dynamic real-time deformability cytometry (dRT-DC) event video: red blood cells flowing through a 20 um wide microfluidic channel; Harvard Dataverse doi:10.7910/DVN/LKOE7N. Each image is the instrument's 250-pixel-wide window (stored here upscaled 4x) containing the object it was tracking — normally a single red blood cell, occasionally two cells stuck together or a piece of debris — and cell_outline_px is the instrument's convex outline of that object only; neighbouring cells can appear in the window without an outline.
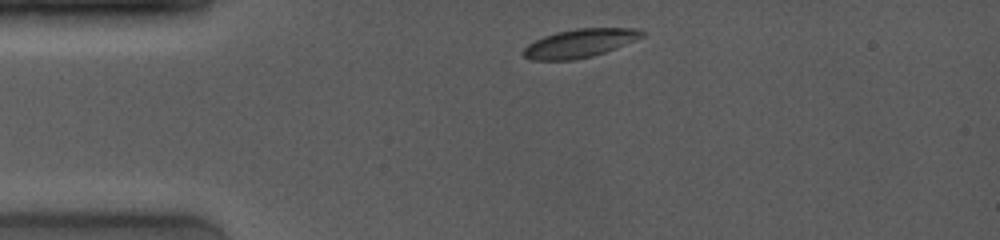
{"species": "common noctule bat (a hibernating species)", "species_latin": "Nyctalus noctula", "temperature_condition": "room temperature", "stored_images_in_passage": 4, "camera_frame_rate_fps": 4000, "um_per_image_px": 0.085, "animal": {"sex": "female", "body_mass_g": 19.0, "forearm_length_mm": 53.3}, "frame": {"image": 1, "passage_image": 1, "time_ms": 0.0, "image_size_px": [1000, 240], "cell_outline_px": [[644, 36], [616, 48], [592, 56], [572, 60], [532, 60], [524, 56], [520, 52], [528, 44], [544, 36], [556, 32], [576, 28], [636, 28], [644, 32]], "centroid_in_image_um": [49.25, 3.67], "position_along_channel_um": 35.7, "area_um2": 19.59}}
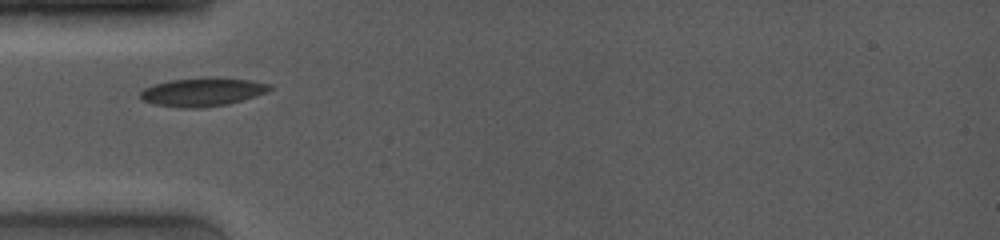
{"frame": {"image": 2, "passage_image": 3, "time_ms": 1.75, "image_size_px": [1000, 240], "cell_outline_px": [[272, 88], [268, 92], [256, 96], [228, 104], [200, 108], [180, 108], [152, 104], [144, 100], [140, 96], [140, 92], [144, 88], [152, 84], [168, 80], [248, 80], [272, 84]], "centroid_in_image_um": [17.17, 7.87], "position_along_channel_um": 67.8, "area_um2": 20.69}}